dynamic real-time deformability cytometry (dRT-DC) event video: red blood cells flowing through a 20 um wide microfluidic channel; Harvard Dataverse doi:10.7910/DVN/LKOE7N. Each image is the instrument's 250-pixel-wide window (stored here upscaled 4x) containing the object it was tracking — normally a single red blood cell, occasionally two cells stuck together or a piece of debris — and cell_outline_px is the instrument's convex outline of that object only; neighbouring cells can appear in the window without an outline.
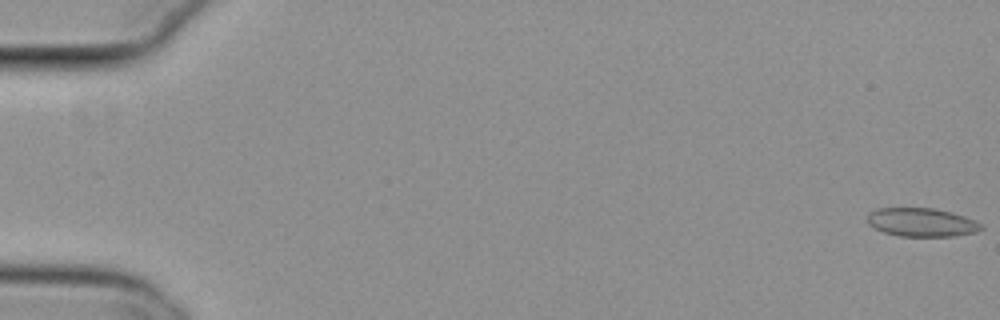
{"species": "common noctule bat (a hibernating species)", "species_latin": "Nyctalus noctula", "temperature_condition": "cold", "stored_images_in_passage": 49, "camera_frame_rate_fps": 3000, "um_per_image_px": 0.085, "animal": {"sex": "female", "body_mass_g": 29.2, "forearm_length_mm": 56.3}, "frame": {"image": 1, "passage_image": 1, "time_ms": 0.0, "image_size_px": [1000, 320], "cell_outline_px": [[984, 228], [976, 232], [952, 236], [900, 236], [884, 232], [868, 224], [868, 212], [876, 208], [932, 208], [952, 212], [964, 216], [980, 224]], "centroid_in_image_um": [78.31, 18.89], "position_along_channel_um": 6.7, "area_um2": 18.79}}
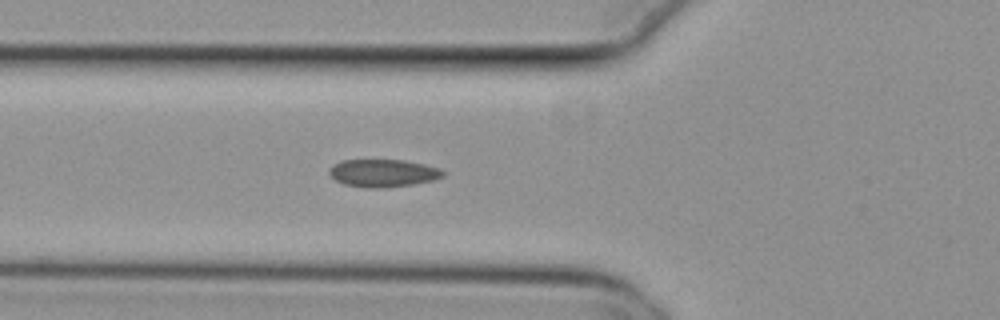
{"frame": {"image": 2, "passage_image": 21, "time_ms": 6.667, "image_size_px": [1000, 320], "cell_outline_px": [[444, 176], [432, 180], [412, 184], [384, 188], [368, 188], [344, 184], [336, 180], [328, 172], [328, 168], [332, 164], [340, 160], [404, 160], [424, 164], [440, 168], [444, 172]], "centroid_in_image_um": [32.53, 14.7], "position_along_channel_um": 93.3, "area_um2": 18.38}}
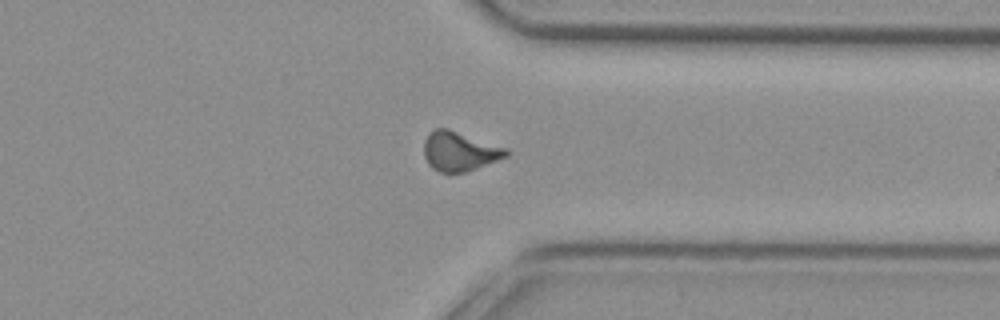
{"frame": {"image": 3, "passage_image": 43, "time_ms": 14.0, "image_size_px": [1000, 320], "cell_outline_px": [[508, 156], [464, 172], [440, 172], [432, 168], [428, 164], [424, 156], [424, 140], [428, 132], [436, 128], [448, 128], [508, 148]], "centroid_in_image_um": [39.03, 12.84], "position_along_channel_um": 372.4, "area_um2": 18.84}}